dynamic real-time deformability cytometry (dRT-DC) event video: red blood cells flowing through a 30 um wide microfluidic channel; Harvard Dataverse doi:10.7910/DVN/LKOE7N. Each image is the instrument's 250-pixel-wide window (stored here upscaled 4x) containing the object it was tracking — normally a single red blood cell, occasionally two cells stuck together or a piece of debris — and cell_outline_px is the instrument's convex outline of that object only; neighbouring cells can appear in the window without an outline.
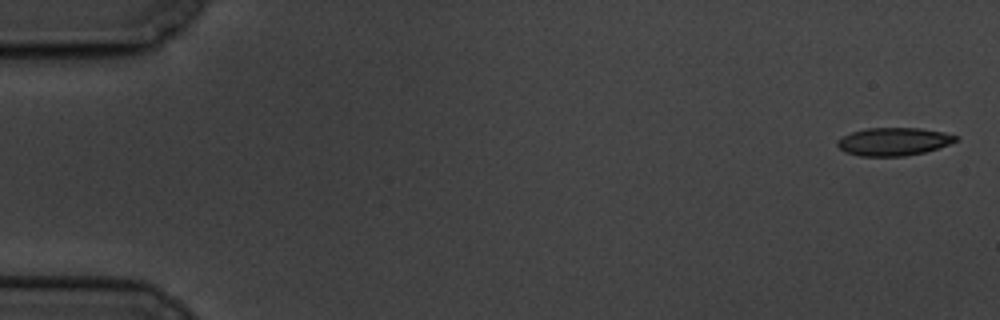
{"species": "common noctule bat (a hibernating species)", "species_latin": "Nyctalus noctula", "temperature_condition": "cold", "stored_images_in_passage": 7, "camera_frame_rate_fps": 3000, "um_per_image_px": 0.085, "animal": {"sex": "male", "body_mass_g": 19.5, "forearm_length_mm": 54.6}, "frame": {"image": 1, "passage_image": 1, "time_ms": 0.0, "image_size_px": [1000, 320], "cell_outline_px": [[956, 140], [948, 144], [924, 152], [904, 156], [860, 156], [844, 152], [836, 144], [836, 140], [852, 132], [868, 128], [920, 128], [944, 132], [956, 136]], "centroid_in_image_um": [75.91, 12.03], "position_along_channel_um": 9.1, "area_um2": 19.07}}
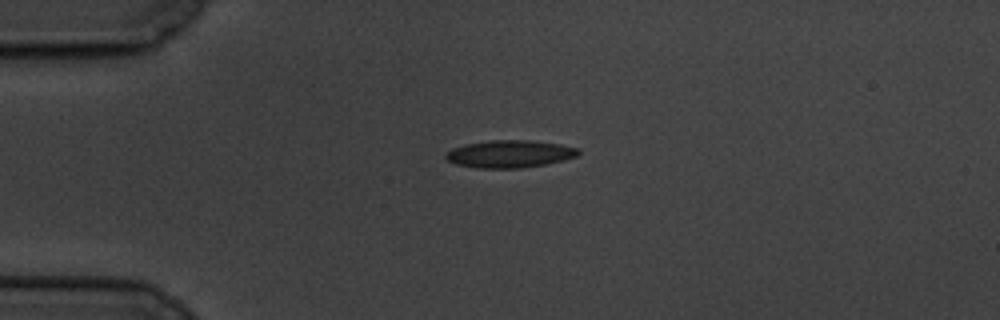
{"frame": {"image": 2, "passage_image": 5, "time_ms": 4.333, "image_size_px": [1000, 320], "cell_outline_px": [[580, 152], [576, 156], [564, 160], [548, 164], [520, 168], [476, 168], [456, 164], [444, 160], [444, 156], [452, 148], [464, 144], [488, 140], [528, 140], [560, 144], [580, 148]], "centroid_in_image_um": [43.31, 13.08], "position_along_channel_um": 41.7, "area_um2": 21.44}}
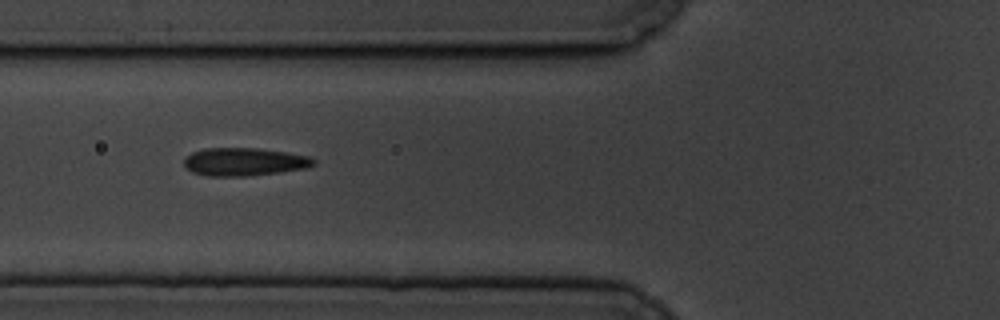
{"frame": {"image": 3, "passage_image": 7, "time_ms": 7.0, "image_size_px": [1000, 320], "cell_outline_px": [[316, 164], [308, 168], [280, 172], [244, 176], [208, 176], [192, 172], [184, 168], [184, 156], [192, 152], [204, 148], [256, 148], [312, 156], [316, 160]], "centroid_in_image_um": [20.76, 13.75], "position_along_channel_um": 105.0, "area_um2": 21.39}}